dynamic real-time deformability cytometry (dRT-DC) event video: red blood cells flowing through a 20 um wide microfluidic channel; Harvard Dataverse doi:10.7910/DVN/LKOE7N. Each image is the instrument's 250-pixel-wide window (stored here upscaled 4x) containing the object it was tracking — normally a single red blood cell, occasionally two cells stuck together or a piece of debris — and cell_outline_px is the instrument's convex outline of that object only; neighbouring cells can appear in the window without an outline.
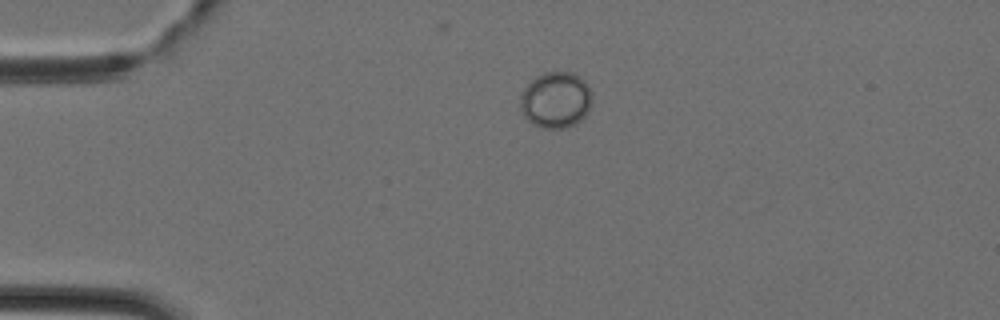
{"species": "Egyptian fruit bat (a non-hibernating species)", "species_latin": "Rousettus aegyptiacus", "temperature_condition": "cold", "stored_images_in_passage": 14, "camera_frame_rate_fps": 3000, "um_per_image_px": 0.085, "animal": {"sex": "female"}, "frame": {"image": 1, "passage_image": 1, "time_ms": 0.0, "image_size_px": [1000, 320], "cell_outline_px": [[592, 104], [588, 112], [576, 124], [564, 128], [540, 128], [532, 124], [524, 116], [520, 108], [520, 96], [524, 88], [536, 76], [544, 72], [572, 72], [580, 76], [588, 84], [592, 92]], "centroid_in_image_um": [47.26, 8.49], "position_along_channel_um": 37.7, "area_um2": 23.87}}
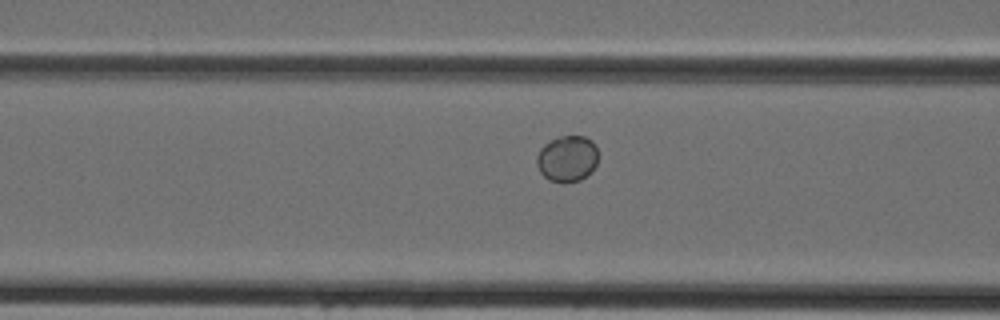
{"frame": {"image": 2, "passage_image": 9, "time_ms": 2.667, "image_size_px": [1000, 320], "cell_outline_px": [[596, 164], [580, 180], [564, 184], [548, 180], [540, 172], [536, 164], [536, 156], [540, 148], [544, 144], [560, 136], [584, 136], [592, 140], [596, 144]], "centroid_in_image_um": [48.17, 13.49], "position_along_channel_um": 118.4, "area_um2": 16.53}}
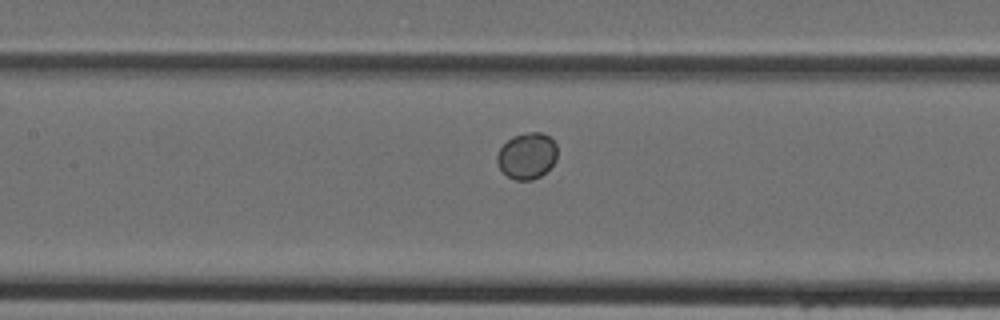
{"frame": {"image": 3, "passage_image": 12, "time_ms": 3.667, "image_size_px": [1000, 320], "cell_outline_px": [[556, 160], [540, 176], [532, 180], [516, 180], [508, 176], [500, 168], [496, 160], [496, 156], [500, 148], [512, 136], [528, 132], [540, 132], [548, 136], [556, 144]], "centroid_in_image_um": [44.78, 13.24], "position_along_channel_um": 162.6, "area_um2": 16.01}}